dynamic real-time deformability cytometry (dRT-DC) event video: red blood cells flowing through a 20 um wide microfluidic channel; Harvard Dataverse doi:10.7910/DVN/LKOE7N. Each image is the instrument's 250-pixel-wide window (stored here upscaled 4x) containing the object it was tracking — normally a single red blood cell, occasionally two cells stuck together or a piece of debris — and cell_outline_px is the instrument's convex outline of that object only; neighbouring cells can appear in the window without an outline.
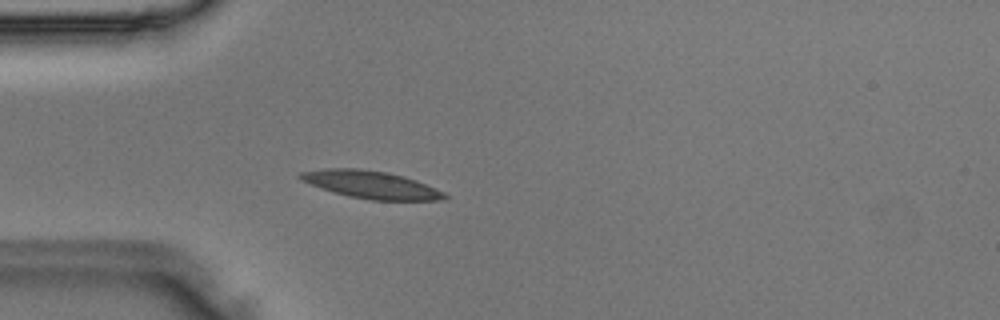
{"species": "Egyptian fruit bat (a non-hibernating species)", "species_latin": "Rousettus aegyptiacus", "temperature_condition": "room temperature", "stored_images_in_passage": 48, "camera_frame_rate_fps": 3000, "um_per_image_px": 0.085, "animal": {"sex": "male"}, "frame": {"image": 1, "passage_image": 13, "time_ms": 4.0, "image_size_px": [1000, 320], "cell_outline_px": [[448, 196], [440, 200], [372, 200], [348, 196], [332, 192], [300, 180], [296, 176], [300, 172], [328, 168], [360, 168], [388, 172], [404, 176], [416, 180], [444, 192]], "centroid_in_image_um": [31.5, 15.69], "position_along_channel_um": 53.5, "area_um2": 23.18}}
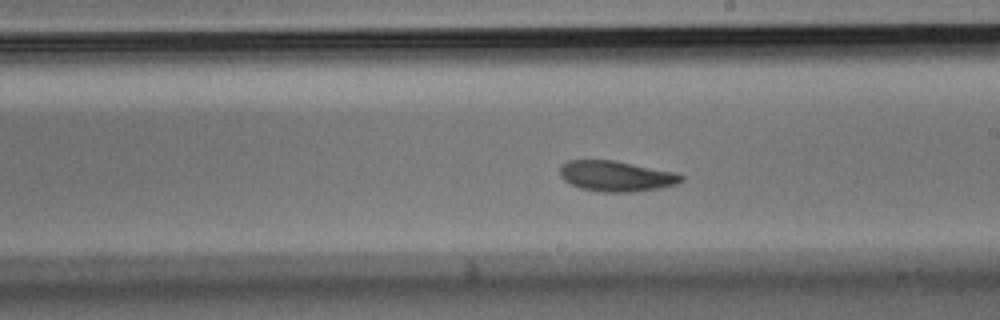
{"frame": {"image": 2, "passage_image": 27, "time_ms": 8.667, "image_size_px": [1000, 320], "cell_outline_px": [[684, 180], [676, 184], [660, 188], [632, 192], [604, 192], [580, 188], [564, 180], [560, 176], [560, 164], [568, 160], [612, 160], [676, 172], [684, 176]], "centroid_in_image_um": [52.38, 14.97], "position_along_channel_um": 236.6, "area_um2": 21.62}}
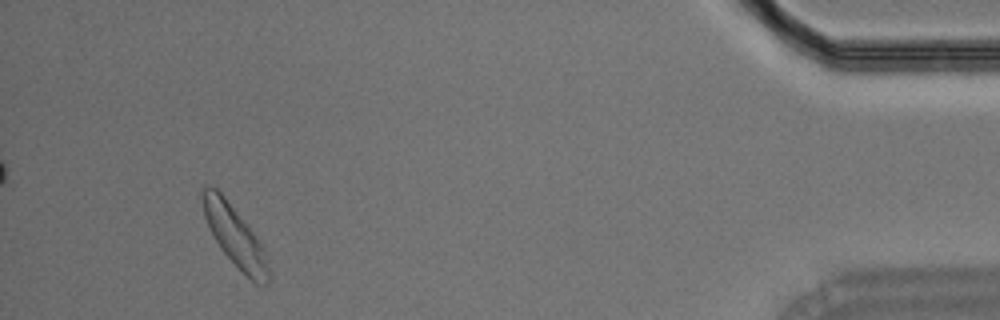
{"frame": {"image": 3, "passage_image": 45, "time_ms": 14.667, "image_size_px": [1000, 320], "cell_outline_px": [[268, 284], [256, 284], [220, 248], [204, 216], [200, 192], [200, 188], [204, 184], [208, 184], [216, 188], [224, 196], [252, 232], [264, 248], [268, 268]], "centroid_in_image_um": [19.9, 19.98], "position_along_channel_um": 415.3, "area_um2": 22.43}}